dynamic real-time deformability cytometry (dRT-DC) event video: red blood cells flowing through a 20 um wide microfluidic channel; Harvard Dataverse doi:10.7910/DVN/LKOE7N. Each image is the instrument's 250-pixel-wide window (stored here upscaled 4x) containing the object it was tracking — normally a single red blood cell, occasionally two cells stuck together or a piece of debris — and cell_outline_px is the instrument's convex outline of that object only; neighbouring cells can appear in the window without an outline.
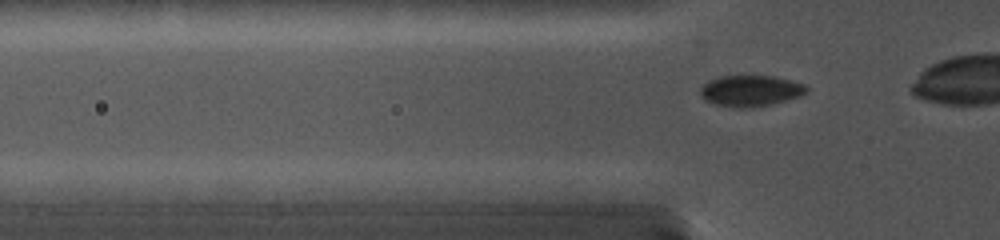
{"species": "common noctule bat (a hibernating species)", "species_latin": "Nyctalus noctula", "temperature_condition": "cold", "stored_images_in_passage": 50, "camera_frame_rate_fps": 5000, "um_per_image_px": 0.085, "animal": {"sex": "female", "body_mass_g": 19.0, "forearm_length_mm": 56.7}, "frame": {"image": 1, "passage_image": 5, "time_ms": 0.8, "image_size_px": [1000, 240], "cell_outline_px": [[808, 88], [800, 96], [772, 104], [752, 108], [732, 108], [712, 104], [700, 92], [700, 88], [704, 84], [720, 76], [768, 76], [788, 80], [804, 84]], "centroid_in_image_um": [63.78, 7.74], "position_along_channel_um": 62.0, "area_um2": 18.96}}
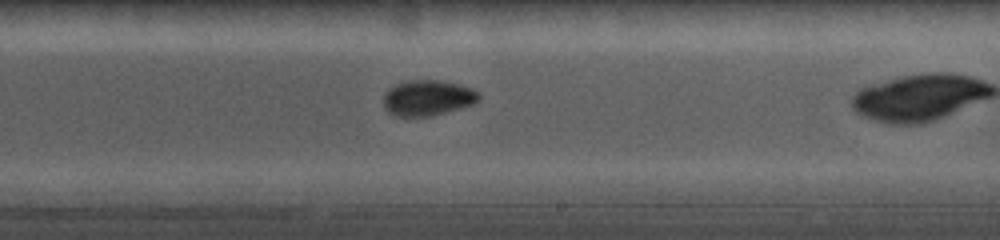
{"frame": {"image": 2, "passage_image": 30, "time_ms": 5.8, "image_size_px": [1000, 240], "cell_outline_px": [[480, 96], [472, 104], [460, 108], [432, 116], [404, 120], [392, 116], [384, 108], [384, 96], [396, 84], [408, 80], [436, 80], [456, 84], [468, 88], [476, 92]], "centroid_in_image_um": [36.26, 8.39], "position_along_channel_um": 252.7, "area_um2": 19.88}}
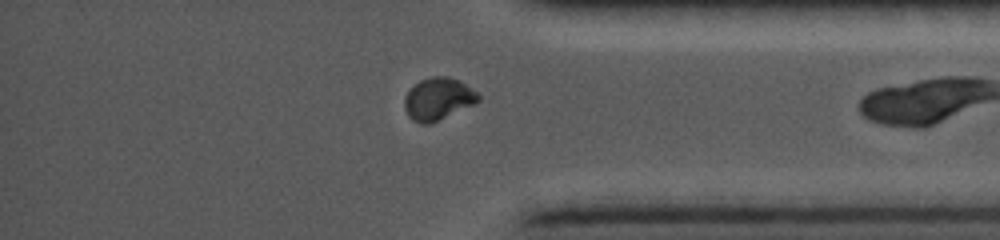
{"frame": {"image": 3, "passage_image": 49, "time_ms": 9.6, "image_size_px": [1000, 240], "cell_outline_px": [[480, 100], [432, 124], [420, 124], [412, 120], [408, 116], [404, 108], [404, 100], [408, 92], [420, 80], [432, 76], [448, 76], [464, 84], [476, 92], [480, 96]], "centroid_in_image_um": [37.2, 8.43], "position_along_channel_um": 398.0, "area_um2": 17.92}}